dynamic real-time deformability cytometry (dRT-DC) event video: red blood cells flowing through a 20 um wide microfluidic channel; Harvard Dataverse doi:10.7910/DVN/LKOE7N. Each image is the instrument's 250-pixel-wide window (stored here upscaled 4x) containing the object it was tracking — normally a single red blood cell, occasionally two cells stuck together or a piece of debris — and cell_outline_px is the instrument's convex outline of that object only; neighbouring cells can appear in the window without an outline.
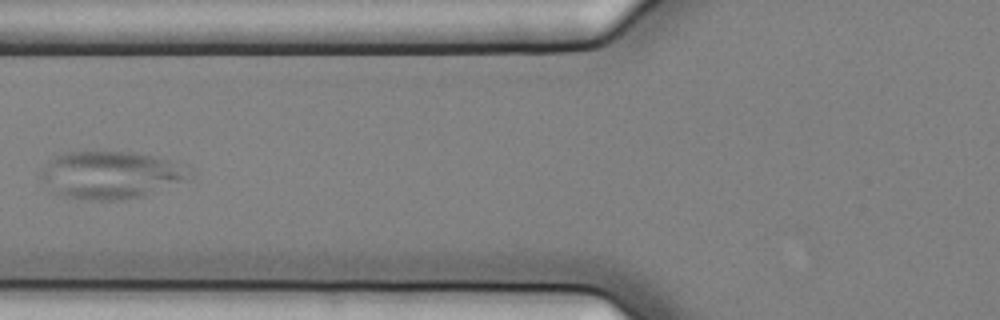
{"species": "common noctule bat (a hibernating species)", "species_latin": "Nyctalus noctula", "temperature_condition": "cold", "stored_images_in_passage": 8, "camera_frame_rate_fps": 3000, "um_per_image_px": 0.085, "animal": {"sex": "female", "body_mass_g": 25.1}, "frame": {"image": 1, "passage_image": 8, "time_ms": 2.333, "image_size_px": [1000, 320], "cell_outline_px": [[196, 172], [192, 176], [144, 196], [116, 200], [80, 200], [64, 196], [52, 192], [40, 176], [40, 168], [56, 156], [68, 152], [132, 152], [152, 156], [188, 164], [196, 168]], "centroid_in_image_um": [9.46, 14.87], "position_along_channel_um": 116.3, "area_um2": 41.44}}